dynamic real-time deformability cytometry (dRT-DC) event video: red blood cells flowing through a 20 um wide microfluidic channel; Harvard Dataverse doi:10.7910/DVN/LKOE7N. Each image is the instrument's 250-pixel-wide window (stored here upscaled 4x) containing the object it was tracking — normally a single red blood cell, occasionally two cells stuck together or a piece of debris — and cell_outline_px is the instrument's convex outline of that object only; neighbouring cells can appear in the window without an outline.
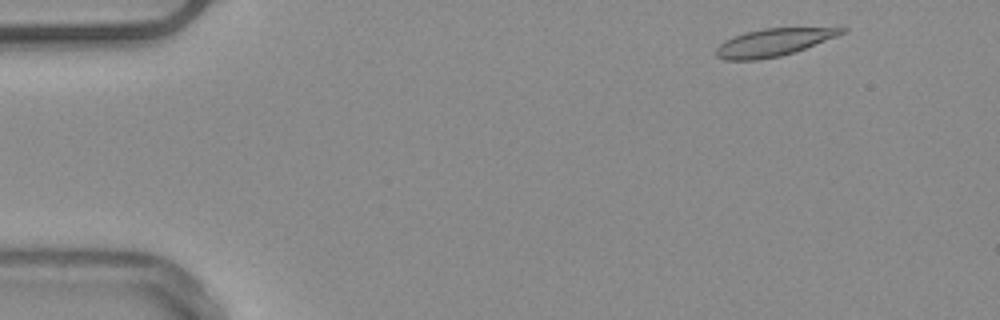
{"species": "common noctule bat (a hibernating species)", "species_latin": "Nyctalus noctula", "temperature_condition": "warm", "stored_images_in_passage": 49, "camera_frame_rate_fps": 3000, "um_per_image_px": 0.085, "animal": {"sex": "male", "body_mass_g": 20.4}, "frame": {"image": 1, "passage_image": 3, "time_ms": 0.667, "image_size_px": [1000, 320], "cell_outline_px": [[848, 28], [844, 32], [836, 36], [804, 48], [780, 56], [756, 60], [724, 60], [716, 56], [716, 48], [724, 40], [732, 36], [744, 32], [764, 28]], "centroid_in_image_um": [65.64, 3.6], "position_along_channel_um": 19.4, "area_um2": 19.83}}
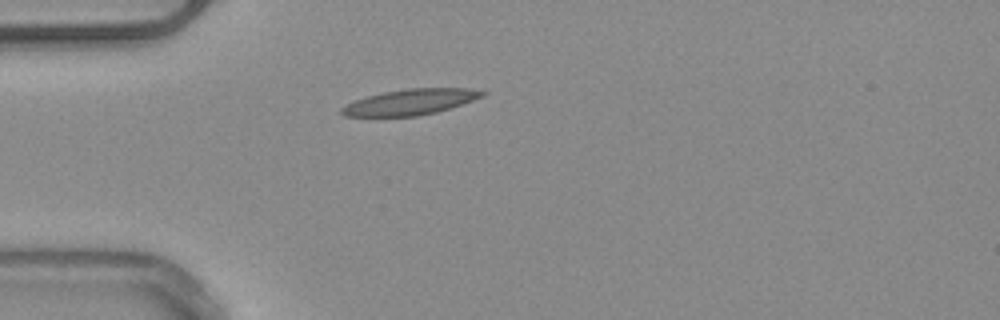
{"frame": {"image": 2, "passage_image": 12, "time_ms": 3.667, "image_size_px": [1000, 320], "cell_outline_px": [[488, 92], [484, 96], [436, 112], [416, 116], [344, 116], [340, 112], [340, 108], [356, 100], [368, 96], [384, 92], [408, 88], [468, 88]], "centroid_in_image_um": [34.88, 8.66], "position_along_channel_um": 50.1, "area_um2": 20.75}}
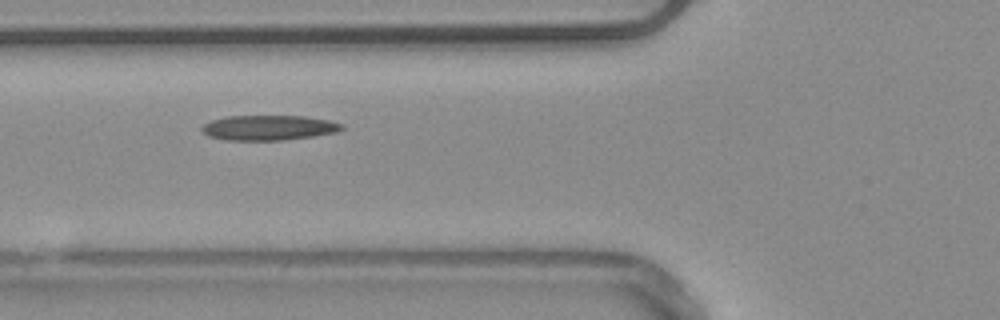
{"frame": {"image": 3, "passage_image": 17, "time_ms": 5.333, "image_size_px": [1000, 320], "cell_outline_px": [[344, 128], [336, 132], [312, 136], [284, 140], [228, 140], [208, 136], [200, 128], [204, 124], [212, 120], [228, 116], [304, 116], [328, 120], [344, 124]], "centroid_in_image_um": [22.85, 10.85], "position_along_channel_um": 103.0, "area_um2": 20.29}, "authors_computed_cell_mechanics": {"area_um2": 19.941, "velocity_mm_per_s": 3.9022, "shape_relaxation_time_tau1_ms": null, "shape_relaxation_time_tau2_ms": 10.118, "deformation_change_tau1": null, "deformation_change_tau2": 0.2041}}